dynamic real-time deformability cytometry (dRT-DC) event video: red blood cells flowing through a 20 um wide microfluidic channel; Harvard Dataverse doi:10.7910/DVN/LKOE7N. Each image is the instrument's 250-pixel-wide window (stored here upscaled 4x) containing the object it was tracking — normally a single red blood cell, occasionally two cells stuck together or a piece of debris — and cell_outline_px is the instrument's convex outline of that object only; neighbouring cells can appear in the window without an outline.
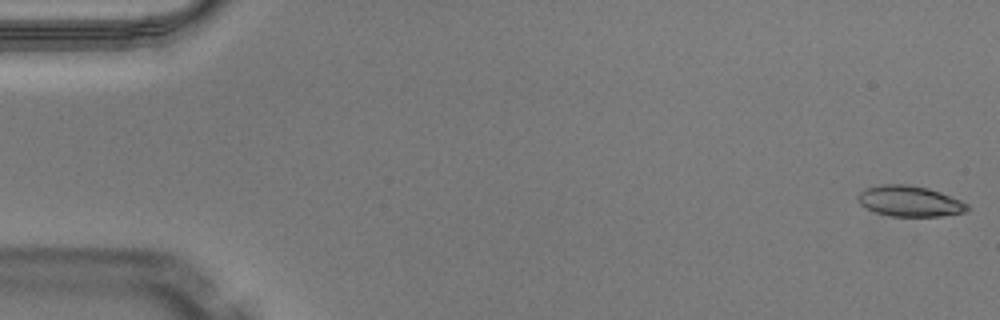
{"species": "Egyptian fruit bat (a non-hibernating species)", "species_latin": "Rousettus aegyptiacus", "temperature_condition": "warm", "stored_images_in_passage": 49, "camera_frame_rate_fps": 3000, "um_per_image_px": 0.085, "animal": {"sex": "male"}, "frame": {"image": 1, "passage_image": 1, "time_ms": 0.0, "image_size_px": [1000, 320], "cell_outline_px": [[972, 208], [968, 212], [940, 216], [892, 216], [876, 212], [860, 204], [856, 196], [864, 188], [880, 184], [908, 184], [928, 188], [940, 192], [960, 200], [968, 204]], "centroid_in_image_um": [77.35, 17.09], "position_along_channel_um": 7.7, "area_um2": 19.71}}
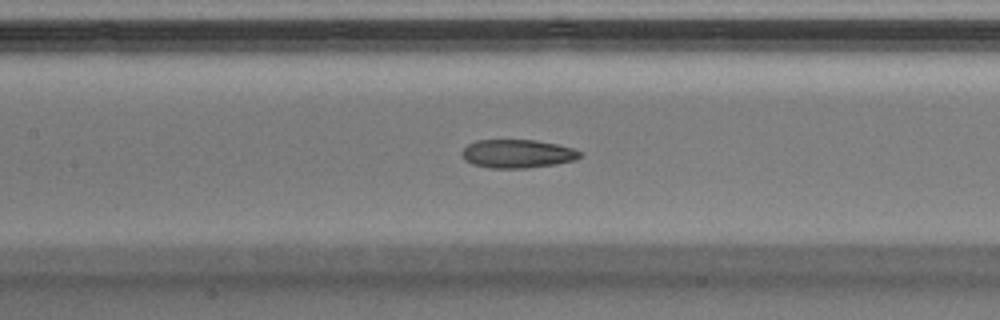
{"frame": {"image": 2, "passage_image": 23, "time_ms": 7.333, "image_size_px": [1000, 320], "cell_outline_px": [[580, 156], [576, 160], [556, 164], [528, 168], [488, 168], [472, 164], [464, 160], [460, 152], [468, 144], [476, 140], [536, 140], [556, 144], [572, 148], [580, 152]], "centroid_in_image_um": [43.94, 13.07], "position_along_channel_um": 163.5, "area_um2": 19.65}}
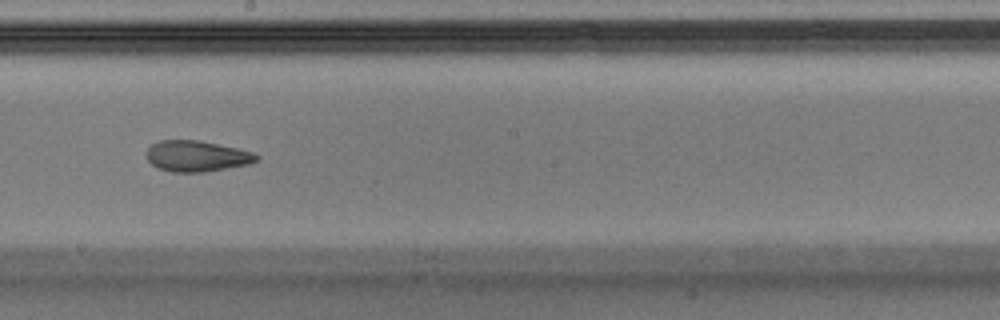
{"frame": {"image": 3, "passage_image": 28, "time_ms": 9.0, "image_size_px": [1000, 320], "cell_outline_px": [[260, 156], [256, 160], [248, 164], [204, 172], [172, 172], [156, 168], [148, 160], [148, 148], [152, 144], [160, 140], [200, 140], [236, 148], [252, 152]], "centroid_in_image_um": [16.7, 13.27], "position_along_channel_um": 231.5, "area_um2": 19.65}, "authors_computed_cell_mechanics": {"area_um2": 20.2878, "velocity_mm_per_s": 4.0861, "shape_relaxation_time_tau1_ms": null, "shape_relaxation_time_tau2_ms": 2.5014, "deformation_change_tau1": null, "deformation_change_tau2": 0.1017}}